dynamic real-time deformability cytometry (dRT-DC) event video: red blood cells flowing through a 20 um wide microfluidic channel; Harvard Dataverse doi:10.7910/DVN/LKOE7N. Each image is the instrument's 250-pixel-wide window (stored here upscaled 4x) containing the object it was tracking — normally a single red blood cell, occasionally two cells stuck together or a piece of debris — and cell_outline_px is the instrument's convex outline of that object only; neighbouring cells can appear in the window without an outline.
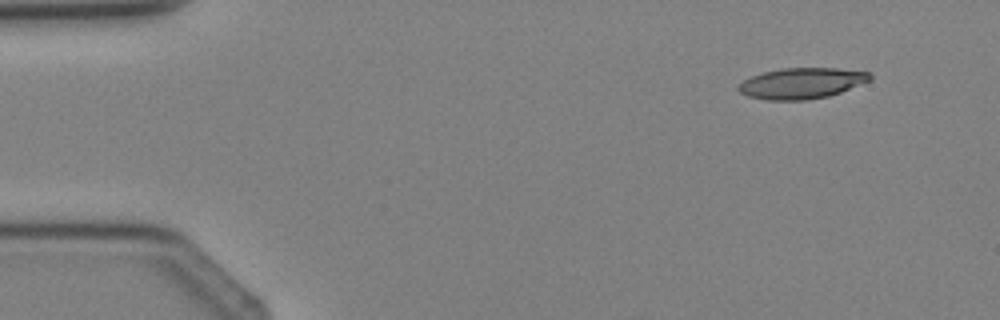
{"species": "Egyptian fruit bat (a non-hibernating species)", "species_latin": "Rousettus aegyptiacus", "temperature_condition": "cold", "stored_images_in_passage": 3, "camera_frame_rate_fps": 3000, "um_per_image_px": 0.085, "animal": {"sex": "female"}, "frame": {"image": 1, "passage_image": 1, "time_ms": 0.0, "image_size_px": [1000, 320], "cell_outline_px": [[872, 80], [840, 92], [828, 96], [808, 100], [768, 100], [748, 96], [740, 92], [736, 88], [744, 80], [752, 76], [764, 72], [784, 68], [836, 68], [868, 72], [872, 76]], "centroid_in_image_um": [68.15, 7.08], "position_along_channel_um": 16.8, "area_um2": 23.52}}
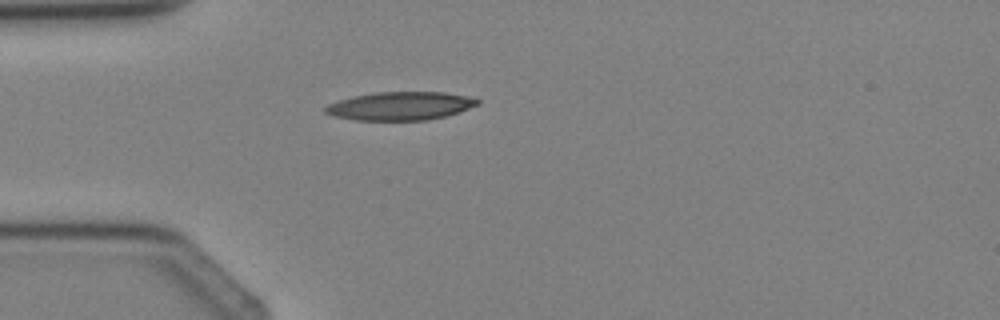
{"frame": {"image": 2, "passage_image": 3, "time_ms": 2.333, "image_size_px": [1000, 320], "cell_outline_px": [[480, 104], [444, 116], [428, 120], [356, 120], [332, 116], [324, 112], [324, 108], [328, 104], [352, 96], [376, 92], [444, 92], [468, 96], [480, 100]], "centroid_in_image_um": [34.0, 9.0], "position_along_channel_um": 51.0, "area_um2": 25.03}}